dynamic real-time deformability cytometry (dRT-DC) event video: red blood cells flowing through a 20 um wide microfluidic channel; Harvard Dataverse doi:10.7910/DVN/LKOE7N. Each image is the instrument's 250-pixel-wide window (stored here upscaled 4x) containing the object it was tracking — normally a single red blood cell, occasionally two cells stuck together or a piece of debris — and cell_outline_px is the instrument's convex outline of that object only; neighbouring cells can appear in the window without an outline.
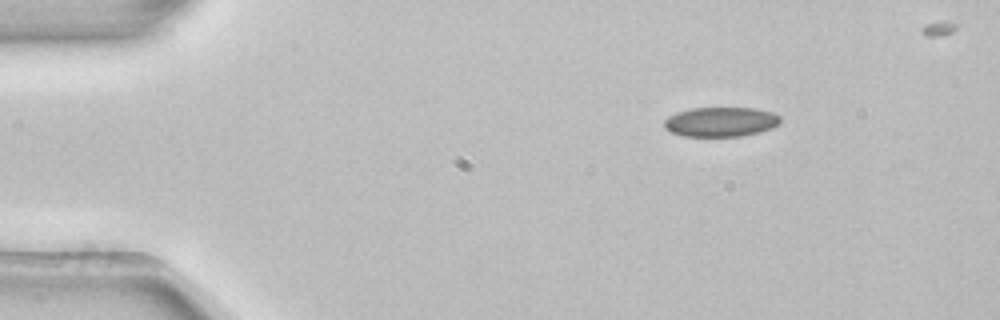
{"species": "common noctule bat (a hibernating species)", "species_latin": "Nyctalus noctula", "temperature_condition": "room temperature", "stored_images_in_passage": 3, "camera_frame_rate_fps": 3000, "um_per_image_px": 0.085, "animal": {"sex": "female", "body_mass_g": 22.7, "forearm_length_mm": 54.2}, "frame": {"image": 1, "passage_image": 1, "time_ms": 0.0, "image_size_px": [1000, 320], "cell_outline_px": [[780, 124], [772, 128], [760, 132], [740, 136], [684, 136], [672, 132], [664, 128], [664, 120], [668, 116], [676, 112], [692, 108], [756, 108], [772, 112], [780, 116]], "centroid_in_image_um": [61.27, 10.35], "position_along_channel_um": 23.7, "area_um2": 20.11}}
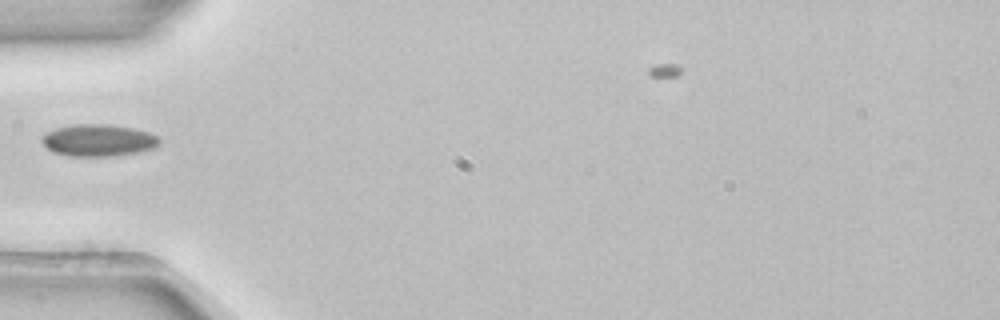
{"frame": {"image": 2, "passage_image": 3, "time_ms": 0.667, "image_size_px": [1000, 320], "cell_outline_px": [[160, 144], [152, 148], [136, 152], [116, 156], [72, 156], [52, 152], [40, 140], [48, 132], [56, 128], [72, 124], [104, 124], [132, 128], [148, 132], [156, 136], [160, 140]], "centroid_in_image_um": [8.35, 11.93], "position_along_channel_um": 76.7, "area_um2": 21.68}}